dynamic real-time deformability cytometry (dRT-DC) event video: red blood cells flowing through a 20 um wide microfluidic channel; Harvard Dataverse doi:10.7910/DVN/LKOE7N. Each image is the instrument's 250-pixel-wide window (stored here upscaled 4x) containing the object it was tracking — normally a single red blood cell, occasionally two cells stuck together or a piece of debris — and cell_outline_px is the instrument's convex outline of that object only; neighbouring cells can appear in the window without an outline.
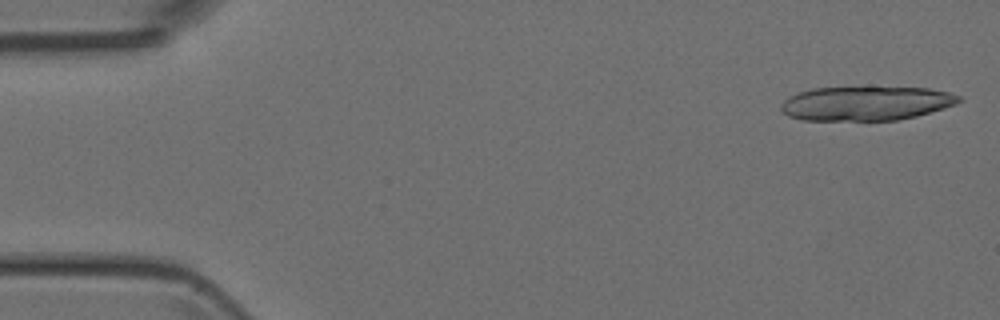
{"species": "Egyptian fruit bat (a non-hibernating species)", "species_latin": "Rousettus aegyptiacus", "temperature_condition": "room temperature", "stored_images_in_passage": 16, "camera_frame_rate_fps": 3000, "um_per_image_px": 0.085, "animal": {"sex": "female"}, "frame": {"image": 1, "passage_image": 1, "time_ms": 0.0, "image_size_px": [1000, 320], "cell_outline_px": [[964, 100], [956, 104], [944, 108], [916, 116], [896, 120], [800, 120], [788, 116], [780, 108], [780, 104], [788, 96], [812, 88], [928, 88], [952, 92], [960, 96]], "centroid_in_image_um": [73.62, 8.79], "position_along_channel_um": 11.4, "area_um2": 35.37}}